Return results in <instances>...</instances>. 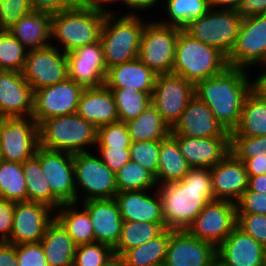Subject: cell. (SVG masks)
Wrapping results in <instances>:
<instances>
[{
  "label": "cell",
  "instance_id": "1",
  "mask_svg": "<svg viewBox=\"0 0 266 266\" xmlns=\"http://www.w3.org/2000/svg\"><path fill=\"white\" fill-rule=\"evenodd\" d=\"M158 186L165 227L171 230H186L207 203L215 200L210 168H190L181 181Z\"/></svg>",
  "mask_w": 266,
  "mask_h": 266
},
{
  "label": "cell",
  "instance_id": "2",
  "mask_svg": "<svg viewBox=\"0 0 266 266\" xmlns=\"http://www.w3.org/2000/svg\"><path fill=\"white\" fill-rule=\"evenodd\" d=\"M248 69L228 66L223 72L195 84V96L205 102L215 118L232 132L239 124L247 95L255 87Z\"/></svg>",
  "mask_w": 266,
  "mask_h": 266
},
{
  "label": "cell",
  "instance_id": "3",
  "mask_svg": "<svg viewBox=\"0 0 266 266\" xmlns=\"http://www.w3.org/2000/svg\"><path fill=\"white\" fill-rule=\"evenodd\" d=\"M228 67L227 56L219 49L193 38L184 29L176 41L173 73L196 84L223 72Z\"/></svg>",
  "mask_w": 266,
  "mask_h": 266
},
{
  "label": "cell",
  "instance_id": "4",
  "mask_svg": "<svg viewBox=\"0 0 266 266\" xmlns=\"http://www.w3.org/2000/svg\"><path fill=\"white\" fill-rule=\"evenodd\" d=\"M113 15H105L100 32L107 69L138 58L141 35L146 25L138 13L129 14L128 11L118 18Z\"/></svg>",
  "mask_w": 266,
  "mask_h": 266
},
{
  "label": "cell",
  "instance_id": "5",
  "mask_svg": "<svg viewBox=\"0 0 266 266\" xmlns=\"http://www.w3.org/2000/svg\"><path fill=\"white\" fill-rule=\"evenodd\" d=\"M104 17L80 1L73 8L52 14L51 39L55 38L68 54L100 39Z\"/></svg>",
  "mask_w": 266,
  "mask_h": 266
},
{
  "label": "cell",
  "instance_id": "6",
  "mask_svg": "<svg viewBox=\"0 0 266 266\" xmlns=\"http://www.w3.org/2000/svg\"><path fill=\"white\" fill-rule=\"evenodd\" d=\"M38 130L39 146L50 150L88 152L86 147H95L97 142V128L77 113L45 119L38 124Z\"/></svg>",
  "mask_w": 266,
  "mask_h": 266
},
{
  "label": "cell",
  "instance_id": "7",
  "mask_svg": "<svg viewBox=\"0 0 266 266\" xmlns=\"http://www.w3.org/2000/svg\"><path fill=\"white\" fill-rule=\"evenodd\" d=\"M242 18L233 9L210 8L183 29L193 38L219 49L228 56L239 34Z\"/></svg>",
  "mask_w": 266,
  "mask_h": 266
},
{
  "label": "cell",
  "instance_id": "8",
  "mask_svg": "<svg viewBox=\"0 0 266 266\" xmlns=\"http://www.w3.org/2000/svg\"><path fill=\"white\" fill-rule=\"evenodd\" d=\"M182 28L147 22L140 41L138 59L156 75L173 73L176 41Z\"/></svg>",
  "mask_w": 266,
  "mask_h": 266
},
{
  "label": "cell",
  "instance_id": "9",
  "mask_svg": "<svg viewBox=\"0 0 266 266\" xmlns=\"http://www.w3.org/2000/svg\"><path fill=\"white\" fill-rule=\"evenodd\" d=\"M73 167L77 203L80 198L77 189L85 194L82 201L110 199L117 194L116 175L99 157L90 152L73 154Z\"/></svg>",
  "mask_w": 266,
  "mask_h": 266
},
{
  "label": "cell",
  "instance_id": "10",
  "mask_svg": "<svg viewBox=\"0 0 266 266\" xmlns=\"http://www.w3.org/2000/svg\"><path fill=\"white\" fill-rule=\"evenodd\" d=\"M38 147V124L32 117H5L0 119L2 160L23 163L36 154Z\"/></svg>",
  "mask_w": 266,
  "mask_h": 266
},
{
  "label": "cell",
  "instance_id": "11",
  "mask_svg": "<svg viewBox=\"0 0 266 266\" xmlns=\"http://www.w3.org/2000/svg\"><path fill=\"white\" fill-rule=\"evenodd\" d=\"M194 96L195 84L191 81L174 73L159 74L155 80L151 104L172 129Z\"/></svg>",
  "mask_w": 266,
  "mask_h": 266
},
{
  "label": "cell",
  "instance_id": "12",
  "mask_svg": "<svg viewBox=\"0 0 266 266\" xmlns=\"http://www.w3.org/2000/svg\"><path fill=\"white\" fill-rule=\"evenodd\" d=\"M50 43L40 49L29 50L22 75L33 91L52 86L68 78V59L65 52Z\"/></svg>",
  "mask_w": 266,
  "mask_h": 266
},
{
  "label": "cell",
  "instance_id": "13",
  "mask_svg": "<svg viewBox=\"0 0 266 266\" xmlns=\"http://www.w3.org/2000/svg\"><path fill=\"white\" fill-rule=\"evenodd\" d=\"M237 224L236 203L212 200L186 229L193 237L213 244L216 248Z\"/></svg>",
  "mask_w": 266,
  "mask_h": 266
},
{
  "label": "cell",
  "instance_id": "14",
  "mask_svg": "<svg viewBox=\"0 0 266 266\" xmlns=\"http://www.w3.org/2000/svg\"><path fill=\"white\" fill-rule=\"evenodd\" d=\"M34 156L40 162L53 196L61 204L77 203L73 154L39 146Z\"/></svg>",
  "mask_w": 266,
  "mask_h": 266
},
{
  "label": "cell",
  "instance_id": "15",
  "mask_svg": "<svg viewBox=\"0 0 266 266\" xmlns=\"http://www.w3.org/2000/svg\"><path fill=\"white\" fill-rule=\"evenodd\" d=\"M266 60V14L244 18L235 44L227 56L230 67L247 69Z\"/></svg>",
  "mask_w": 266,
  "mask_h": 266
},
{
  "label": "cell",
  "instance_id": "16",
  "mask_svg": "<svg viewBox=\"0 0 266 266\" xmlns=\"http://www.w3.org/2000/svg\"><path fill=\"white\" fill-rule=\"evenodd\" d=\"M83 89L68 77L58 84L35 90L32 118L39 124L48 118L76 113Z\"/></svg>",
  "mask_w": 266,
  "mask_h": 266
},
{
  "label": "cell",
  "instance_id": "17",
  "mask_svg": "<svg viewBox=\"0 0 266 266\" xmlns=\"http://www.w3.org/2000/svg\"><path fill=\"white\" fill-rule=\"evenodd\" d=\"M53 211L42 203H15L11 234L7 242L14 245L40 242L48 224L55 218Z\"/></svg>",
  "mask_w": 266,
  "mask_h": 266
},
{
  "label": "cell",
  "instance_id": "18",
  "mask_svg": "<svg viewBox=\"0 0 266 266\" xmlns=\"http://www.w3.org/2000/svg\"><path fill=\"white\" fill-rule=\"evenodd\" d=\"M216 247L193 237L187 230H172L164 266H210Z\"/></svg>",
  "mask_w": 266,
  "mask_h": 266
},
{
  "label": "cell",
  "instance_id": "19",
  "mask_svg": "<svg viewBox=\"0 0 266 266\" xmlns=\"http://www.w3.org/2000/svg\"><path fill=\"white\" fill-rule=\"evenodd\" d=\"M34 91L22 72L0 70V119L32 117Z\"/></svg>",
  "mask_w": 266,
  "mask_h": 266
},
{
  "label": "cell",
  "instance_id": "20",
  "mask_svg": "<svg viewBox=\"0 0 266 266\" xmlns=\"http://www.w3.org/2000/svg\"><path fill=\"white\" fill-rule=\"evenodd\" d=\"M171 134L194 138L231 137L205 102L194 96L183 111Z\"/></svg>",
  "mask_w": 266,
  "mask_h": 266
},
{
  "label": "cell",
  "instance_id": "21",
  "mask_svg": "<svg viewBox=\"0 0 266 266\" xmlns=\"http://www.w3.org/2000/svg\"><path fill=\"white\" fill-rule=\"evenodd\" d=\"M215 200L236 203L248 188V174L243 161L230 152L210 168Z\"/></svg>",
  "mask_w": 266,
  "mask_h": 266
},
{
  "label": "cell",
  "instance_id": "22",
  "mask_svg": "<svg viewBox=\"0 0 266 266\" xmlns=\"http://www.w3.org/2000/svg\"><path fill=\"white\" fill-rule=\"evenodd\" d=\"M191 168H211L231 152V137L194 138L171 134Z\"/></svg>",
  "mask_w": 266,
  "mask_h": 266
},
{
  "label": "cell",
  "instance_id": "23",
  "mask_svg": "<svg viewBox=\"0 0 266 266\" xmlns=\"http://www.w3.org/2000/svg\"><path fill=\"white\" fill-rule=\"evenodd\" d=\"M80 203H83L90 216L94 242L106 244L114 249L120 240L123 224L115 199H91Z\"/></svg>",
  "mask_w": 266,
  "mask_h": 266
},
{
  "label": "cell",
  "instance_id": "24",
  "mask_svg": "<svg viewBox=\"0 0 266 266\" xmlns=\"http://www.w3.org/2000/svg\"><path fill=\"white\" fill-rule=\"evenodd\" d=\"M264 246L237 226L216 248V258L226 266H262Z\"/></svg>",
  "mask_w": 266,
  "mask_h": 266
},
{
  "label": "cell",
  "instance_id": "25",
  "mask_svg": "<svg viewBox=\"0 0 266 266\" xmlns=\"http://www.w3.org/2000/svg\"><path fill=\"white\" fill-rule=\"evenodd\" d=\"M156 192L154 197L148 190L117 192L114 199L123 221L165 223L162 200Z\"/></svg>",
  "mask_w": 266,
  "mask_h": 266
},
{
  "label": "cell",
  "instance_id": "26",
  "mask_svg": "<svg viewBox=\"0 0 266 266\" xmlns=\"http://www.w3.org/2000/svg\"><path fill=\"white\" fill-rule=\"evenodd\" d=\"M76 113L96 128L119 121L113 93L105 84L84 88Z\"/></svg>",
  "mask_w": 266,
  "mask_h": 266
},
{
  "label": "cell",
  "instance_id": "27",
  "mask_svg": "<svg viewBox=\"0 0 266 266\" xmlns=\"http://www.w3.org/2000/svg\"><path fill=\"white\" fill-rule=\"evenodd\" d=\"M157 75L138 58L108 68L105 85L109 89H130L153 93Z\"/></svg>",
  "mask_w": 266,
  "mask_h": 266
},
{
  "label": "cell",
  "instance_id": "28",
  "mask_svg": "<svg viewBox=\"0 0 266 266\" xmlns=\"http://www.w3.org/2000/svg\"><path fill=\"white\" fill-rule=\"evenodd\" d=\"M52 14L32 10L8 31L29 51L46 47L51 41Z\"/></svg>",
  "mask_w": 266,
  "mask_h": 266
},
{
  "label": "cell",
  "instance_id": "29",
  "mask_svg": "<svg viewBox=\"0 0 266 266\" xmlns=\"http://www.w3.org/2000/svg\"><path fill=\"white\" fill-rule=\"evenodd\" d=\"M40 243L48 266H73L76 245L56 218L48 224Z\"/></svg>",
  "mask_w": 266,
  "mask_h": 266
},
{
  "label": "cell",
  "instance_id": "30",
  "mask_svg": "<svg viewBox=\"0 0 266 266\" xmlns=\"http://www.w3.org/2000/svg\"><path fill=\"white\" fill-rule=\"evenodd\" d=\"M266 135V96L256 87L247 95L238 126L231 136L260 137Z\"/></svg>",
  "mask_w": 266,
  "mask_h": 266
},
{
  "label": "cell",
  "instance_id": "31",
  "mask_svg": "<svg viewBox=\"0 0 266 266\" xmlns=\"http://www.w3.org/2000/svg\"><path fill=\"white\" fill-rule=\"evenodd\" d=\"M190 168L177 140L171 134L160 141L158 169L154 177L157 185L159 182L165 184L181 181Z\"/></svg>",
  "mask_w": 266,
  "mask_h": 266
},
{
  "label": "cell",
  "instance_id": "32",
  "mask_svg": "<svg viewBox=\"0 0 266 266\" xmlns=\"http://www.w3.org/2000/svg\"><path fill=\"white\" fill-rule=\"evenodd\" d=\"M131 142L161 141L171 134V128L152 105L136 118L125 122Z\"/></svg>",
  "mask_w": 266,
  "mask_h": 266
},
{
  "label": "cell",
  "instance_id": "33",
  "mask_svg": "<svg viewBox=\"0 0 266 266\" xmlns=\"http://www.w3.org/2000/svg\"><path fill=\"white\" fill-rule=\"evenodd\" d=\"M171 234L166 228L150 241L125 251L120 256L124 266H164Z\"/></svg>",
  "mask_w": 266,
  "mask_h": 266
},
{
  "label": "cell",
  "instance_id": "34",
  "mask_svg": "<svg viewBox=\"0 0 266 266\" xmlns=\"http://www.w3.org/2000/svg\"><path fill=\"white\" fill-rule=\"evenodd\" d=\"M76 205L77 203L62 204L54 217L66 229L76 246L94 243L90 216L84 207L80 211Z\"/></svg>",
  "mask_w": 266,
  "mask_h": 266
},
{
  "label": "cell",
  "instance_id": "35",
  "mask_svg": "<svg viewBox=\"0 0 266 266\" xmlns=\"http://www.w3.org/2000/svg\"><path fill=\"white\" fill-rule=\"evenodd\" d=\"M22 167L26 179L28 201L45 204L55 212V209L57 210L62 204L53 196L39 160L33 156L23 162Z\"/></svg>",
  "mask_w": 266,
  "mask_h": 266
},
{
  "label": "cell",
  "instance_id": "36",
  "mask_svg": "<svg viewBox=\"0 0 266 266\" xmlns=\"http://www.w3.org/2000/svg\"><path fill=\"white\" fill-rule=\"evenodd\" d=\"M164 229L165 223L123 221L120 240L113 249L114 256L120 257L125 251L150 241Z\"/></svg>",
  "mask_w": 266,
  "mask_h": 266
},
{
  "label": "cell",
  "instance_id": "37",
  "mask_svg": "<svg viewBox=\"0 0 266 266\" xmlns=\"http://www.w3.org/2000/svg\"><path fill=\"white\" fill-rule=\"evenodd\" d=\"M0 198L11 202H27L28 193L22 163H0Z\"/></svg>",
  "mask_w": 266,
  "mask_h": 266
},
{
  "label": "cell",
  "instance_id": "38",
  "mask_svg": "<svg viewBox=\"0 0 266 266\" xmlns=\"http://www.w3.org/2000/svg\"><path fill=\"white\" fill-rule=\"evenodd\" d=\"M169 21H158L163 25L184 28L191 20L203 16L209 9V0H166Z\"/></svg>",
  "mask_w": 266,
  "mask_h": 266
},
{
  "label": "cell",
  "instance_id": "39",
  "mask_svg": "<svg viewBox=\"0 0 266 266\" xmlns=\"http://www.w3.org/2000/svg\"><path fill=\"white\" fill-rule=\"evenodd\" d=\"M115 175L118 192L150 190L157 186L154 176L132 160Z\"/></svg>",
  "mask_w": 266,
  "mask_h": 266
},
{
  "label": "cell",
  "instance_id": "40",
  "mask_svg": "<svg viewBox=\"0 0 266 266\" xmlns=\"http://www.w3.org/2000/svg\"><path fill=\"white\" fill-rule=\"evenodd\" d=\"M119 116V121L127 122L136 118L148 105L151 96L138 90L111 89Z\"/></svg>",
  "mask_w": 266,
  "mask_h": 266
},
{
  "label": "cell",
  "instance_id": "41",
  "mask_svg": "<svg viewBox=\"0 0 266 266\" xmlns=\"http://www.w3.org/2000/svg\"><path fill=\"white\" fill-rule=\"evenodd\" d=\"M28 50L7 30H0V70L22 72Z\"/></svg>",
  "mask_w": 266,
  "mask_h": 266
},
{
  "label": "cell",
  "instance_id": "42",
  "mask_svg": "<svg viewBox=\"0 0 266 266\" xmlns=\"http://www.w3.org/2000/svg\"><path fill=\"white\" fill-rule=\"evenodd\" d=\"M107 70L105 63L68 62V77L84 88L104 85Z\"/></svg>",
  "mask_w": 266,
  "mask_h": 266
},
{
  "label": "cell",
  "instance_id": "43",
  "mask_svg": "<svg viewBox=\"0 0 266 266\" xmlns=\"http://www.w3.org/2000/svg\"><path fill=\"white\" fill-rule=\"evenodd\" d=\"M113 257V249L106 244H82L76 246L73 266H104Z\"/></svg>",
  "mask_w": 266,
  "mask_h": 266
},
{
  "label": "cell",
  "instance_id": "44",
  "mask_svg": "<svg viewBox=\"0 0 266 266\" xmlns=\"http://www.w3.org/2000/svg\"><path fill=\"white\" fill-rule=\"evenodd\" d=\"M159 151L160 141L131 142L130 160L140 164L155 177L159 163Z\"/></svg>",
  "mask_w": 266,
  "mask_h": 266
},
{
  "label": "cell",
  "instance_id": "45",
  "mask_svg": "<svg viewBox=\"0 0 266 266\" xmlns=\"http://www.w3.org/2000/svg\"><path fill=\"white\" fill-rule=\"evenodd\" d=\"M131 140L125 122L117 121L97 128L96 146L130 148Z\"/></svg>",
  "mask_w": 266,
  "mask_h": 266
},
{
  "label": "cell",
  "instance_id": "46",
  "mask_svg": "<svg viewBox=\"0 0 266 266\" xmlns=\"http://www.w3.org/2000/svg\"><path fill=\"white\" fill-rule=\"evenodd\" d=\"M231 152L239 160H247L255 156H265L264 136H231Z\"/></svg>",
  "mask_w": 266,
  "mask_h": 266
},
{
  "label": "cell",
  "instance_id": "47",
  "mask_svg": "<svg viewBox=\"0 0 266 266\" xmlns=\"http://www.w3.org/2000/svg\"><path fill=\"white\" fill-rule=\"evenodd\" d=\"M32 11L29 0H0V30H9Z\"/></svg>",
  "mask_w": 266,
  "mask_h": 266
},
{
  "label": "cell",
  "instance_id": "48",
  "mask_svg": "<svg viewBox=\"0 0 266 266\" xmlns=\"http://www.w3.org/2000/svg\"><path fill=\"white\" fill-rule=\"evenodd\" d=\"M236 226L256 241L266 246V215L237 213Z\"/></svg>",
  "mask_w": 266,
  "mask_h": 266
},
{
  "label": "cell",
  "instance_id": "49",
  "mask_svg": "<svg viewBox=\"0 0 266 266\" xmlns=\"http://www.w3.org/2000/svg\"><path fill=\"white\" fill-rule=\"evenodd\" d=\"M16 256L18 266H48L40 242L16 245Z\"/></svg>",
  "mask_w": 266,
  "mask_h": 266
},
{
  "label": "cell",
  "instance_id": "50",
  "mask_svg": "<svg viewBox=\"0 0 266 266\" xmlns=\"http://www.w3.org/2000/svg\"><path fill=\"white\" fill-rule=\"evenodd\" d=\"M236 211L237 213L266 215V194L247 188L236 202Z\"/></svg>",
  "mask_w": 266,
  "mask_h": 266
},
{
  "label": "cell",
  "instance_id": "51",
  "mask_svg": "<svg viewBox=\"0 0 266 266\" xmlns=\"http://www.w3.org/2000/svg\"><path fill=\"white\" fill-rule=\"evenodd\" d=\"M95 147H98L96 150H99L100 159L114 173H117L130 160V148Z\"/></svg>",
  "mask_w": 266,
  "mask_h": 266
},
{
  "label": "cell",
  "instance_id": "52",
  "mask_svg": "<svg viewBox=\"0 0 266 266\" xmlns=\"http://www.w3.org/2000/svg\"><path fill=\"white\" fill-rule=\"evenodd\" d=\"M68 62L105 63L101 40L75 49L67 54Z\"/></svg>",
  "mask_w": 266,
  "mask_h": 266
},
{
  "label": "cell",
  "instance_id": "53",
  "mask_svg": "<svg viewBox=\"0 0 266 266\" xmlns=\"http://www.w3.org/2000/svg\"><path fill=\"white\" fill-rule=\"evenodd\" d=\"M32 10L50 14L73 8L80 0H29Z\"/></svg>",
  "mask_w": 266,
  "mask_h": 266
},
{
  "label": "cell",
  "instance_id": "54",
  "mask_svg": "<svg viewBox=\"0 0 266 266\" xmlns=\"http://www.w3.org/2000/svg\"><path fill=\"white\" fill-rule=\"evenodd\" d=\"M15 202L0 198V242L10 238Z\"/></svg>",
  "mask_w": 266,
  "mask_h": 266
},
{
  "label": "cell",
  "instance_id": "55",
  "mask_svg": "<svg viewBox=\"0 0 266 266\" xmlns=\"http://www.w3.org/2000/svg\"><path fill=\"white\" fill-rule=\"evenodd\" d=\"M236 11L242 19L266 14V0H243Z\"/></svg>",
  "mask_w": 266,
  "mask_h": 266
},
{
  "label": "cell",
  "instance_id": "56",
  "mask_svg": "<svg viewBox=\"0 0 266 266\" xmlns=\"http://www.w3.org/2000/svg\"><path fill=\"white\" fill-rule=\"evenodd\" d=\"M0 266H18L16 245L0 242Z\"/></svg>",
  "mask_w": 266,
  "mask_h": 266
},
{
  "label": "cell",
  "instance_id": "57",
  "mask_svg": "<svg viewBox=\"0 0 266 266\" xmlns=\"http://www.w3.org/2000/svg\"><path fill=\"white\" fill-rule=\"evenodd\" d=\"M244 163L248 176H258L266 174V157L255 156L247 160H241Z\"/></svg>",
  "mask_w": 266,
  "mask_h": 266
},
{
  "label": "cell",
  "instance_id": "58",
  "mask_svg": "<svg viewBox=\"0 0 266 266\" xmlns=\"http://www.w3.org/2000/svg\"><path fill=\"white\" fill-rule=\"evenodd\" d=\"M117 1H122V3L124 2L123 6L126 5V0H81V2L86 6L89 7L91 9H93L94 11H97L99 13H102L104 15H108V14H113V12H110V9H108L109 11H107V9H105V4H111L112 2H117Z\"/></svg>",
  "mask_w": 266,
  "mask_h": 266
},
{
  "label": "cell",
  "instance_id": "59",
  "mask_svg": "<svg viewBox=\"0 0 266 266\" xmlns=\"http://www.w3.org/2000/svg\"><path fill=\"white\" fill-rule=\"evenodd\" d=\"M248 177L249 190L266 194V174Z\"/></svg>",
  "mask_w": 266,
  "mask_h": 266
},
{
  "label": "cell",
  "instance_id": "60",
  "mask_svg": "<svg viewBox=\"0 0 266 266\" xmlns=\"http://www.w3.org/2000/svg\"><path fill=\"white\" fill-rule=\"evenodd\" d=\"M157 2L158 0H126V7L138 11H147L153 5L155 6Z\"/></svg>",
  "mask_w": 266,
  "mask_h": 266
},
{
  "label": "cell",
  "instance_id": "61",
  "mask_svg": "<svg viewBox=\"0 0 266 266\" xmlns=\"http://www.w3.org/2000/svg\"><path fill=\"white\" fill-rule=\"evenodd\" d=\"M243 0H209L210 8H221L236 10Z\"/></svg>",
  "mask_w": 266,
  "mask_h": 266
},
{
  "label": "cell",
  "instance_id": "62",
  "mask_svg": "<svg viewBox=\"0 0 266 266\" xmlns=\"http://www.w3.org/2000/svg\"><path fill=\"white\" fill-rule=\"evenodd\" d=\"M262 75L257 76L258 78L255 80V87L266 96V70L263 71Z\"/></svg>",
  "mask_w": 266,
  "mask_h": 266
},
{
  "label": "cell",
  "instance_id": "63",
  "mask_svg": "<svg viewBox=\"0 0 266 266\" xmlns=\"http://www.w3.org/2000/svg\"><path fill=\"white\" fill-rule=\"evenodd\" d=\"M104 266H124V263L120 257L114 256Z\"/></svg>",
  "mask_w": 266,
  "mask_h": 266
},
{
  "label": "cell",
  "instance_id": "64",
  "mask_svg": "<svg viewBox=\"0 0 266 266\" xmlns=\"http://www.w3.org/2000/svg\"><path fill=\"white\" fill-rule=\"evenodd\" d=\"M210 266H226L224 265L219 259H215L211 264Z\"/></svg>",
  "mask_w": 266,
  "mask_h": 266
},
{
  "label": "cell",
  "instance_id": "65",
  "mask_svg": "<svg viewBox=\"0 0 266 266\" xmlns=\"http://www.w3.org/2000/svg\"><path fill=\"white\" fill-rule=\"evenodd\" d=\"M262 266H266V246L264 247L263 251Z\"/></svg>",
  "mask_w": 266,
  "mask_h": 266
},
{
  "label": "cell",
  "instance_id": "66",
  "mask_svg": "<svg viewBox=\"0 0 266 266\" xmlns=\"http://www.w3.org/2000/svg\"><path fill=\"white\" fill-rule=\"evenodd\" d=\"M264 151H266V135L264 136Z\"/></svg>",
  "mask_w": 266,
  "mask_h": 266
},
{
  "label": "cell",
  "instance_id": "67",
  "mask_svg": "<svg viewBox=\"0 0 266 266\" xmlns=\"http://www.w3.org/2000/svg\"><path fill=\"white\" fill-rule=\"evenodd\" d=\"M2 162V157H1V150H0V163Z\"/></svg>",
  "mask_w": 266,
  "mask_h": 266
}]
</instances>
